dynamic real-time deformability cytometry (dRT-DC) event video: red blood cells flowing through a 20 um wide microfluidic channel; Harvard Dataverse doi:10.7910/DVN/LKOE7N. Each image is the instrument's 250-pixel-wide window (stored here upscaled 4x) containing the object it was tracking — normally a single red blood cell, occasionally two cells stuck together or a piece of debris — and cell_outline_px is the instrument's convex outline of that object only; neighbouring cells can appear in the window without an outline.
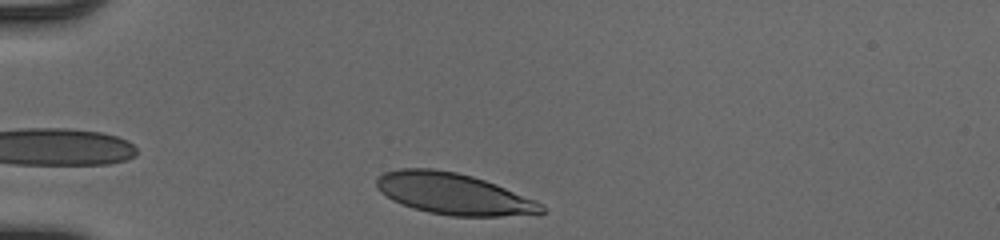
{"species": "human", "species_latin": "Homo sapiens", "temperature_condition": "cold", "stored_images_in_passage": 31, "camera_frame_rate_fps": 3000, "um_per_image_px": 0.085, "donor": {"sex": "male"}, "frame": {"image": 1, "passage_image": 2, "time_ms": 0.333, "image_size_px": [1000, 240], "cell_outline_px": [[548, 208], [540, 216], [452, 216], [428, 212], [412, 208], [392, 200], [380, 192], [376, 188], [376, 180], [384, 172], [400, 168], [432, 168], [456, 172], [472, 176], [496, 184], [536, 200], [544, 204]], "centroid_in_image_um": [38.63, 16.49], "position_along_channel_um": 46.4, "area_um2": 40.34}}
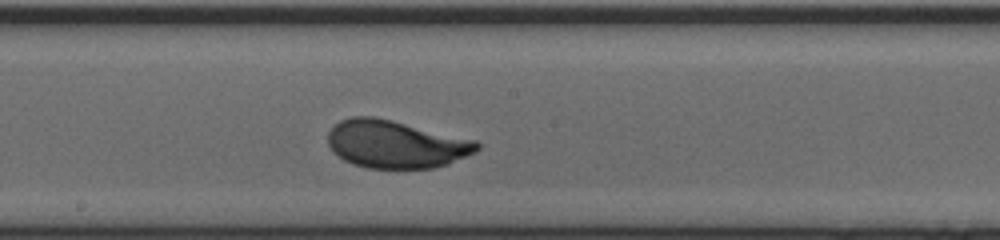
{"frame": {"image": 2, "passage_image": 17, "time_ms": 5.333, "image_size_px": [1000, 240], "cell_outline_px": [[480, 148], [476, 152], [448, 164], [432, 168], [368, 168], [352, 164], [344, 160], [332, 152], [328, 144], [328, 132], [340, 120], [352, 116], [376, 116], [476, 140], [480, 144]], "centroid_in_image_um": [33.63, 12.25], "position_along_channel_um": 214.6, "area_um2": 41.67}}
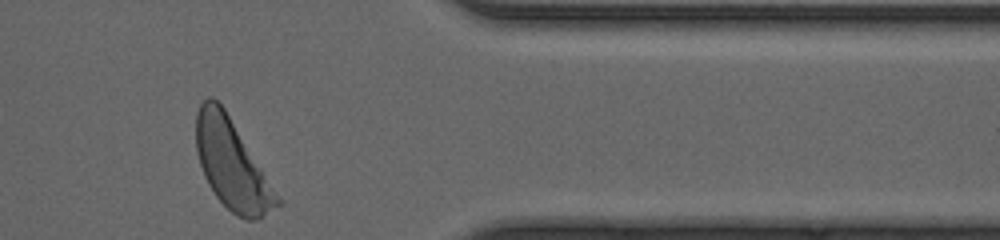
{"frame": {"image": 3, "passage_image": 31, "time_ms": 10.0, "image_size_px": [1000, 240], "cell_outline_px": [[284, 204], [256, 220], [248, 220], [236, 216], [216, 196], [208, 184], [204, 176], [196, 152], [196, 112], [200, 104], [208, 96], [212, 96], [224, 108]], "centroid_in_image_um": [19.7, 14.0], "position_along_channel_um": 391.7, "area_um2": 41.79}, "authors_computed_cell_mechanics": {"area_um2": 40.8068, "velocity_mm_per_s": 4.0765, "shape_relaxation_time_tau1_ms": 2.5708, "shape_relaxation_time_tau2_ms": null, "deformation_change_tau1": 0.1591, "deformation_change_tau2": null}}